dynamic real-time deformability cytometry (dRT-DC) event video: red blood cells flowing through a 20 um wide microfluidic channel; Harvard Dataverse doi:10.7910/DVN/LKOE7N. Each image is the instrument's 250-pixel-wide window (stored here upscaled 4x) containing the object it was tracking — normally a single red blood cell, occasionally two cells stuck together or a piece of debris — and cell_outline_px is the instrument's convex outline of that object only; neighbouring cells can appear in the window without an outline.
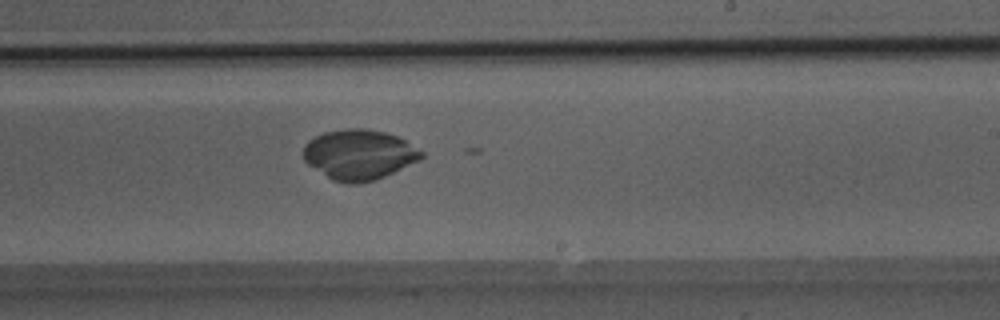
{"species": "Egyptian fruit bat (a non-hibernating species)", "species_latin": "Rousettus aegyptiacus", "temperature_condition": "room temperature", "stored_images_in_passage": 25, "camera_frame_rate_fps": 3000, "um_per_image_px": 0.085, "animal": {"sex": "male"}, "frame": {"image": 1, "passage_image": 21, "time_ms": 6.667, "image_size_px": [1000, 320], "cell_outline_px": [[424, 156], [420, 160], [376, 180], [356, 184], [348, 184], [332, 180], [308, 164], [304, 160], [304, 144], [308, 140], [324, 132], [348, 128], [368, 128], [384, 132], [396, 136], [404, 140], [424, 152]], "centroid_in_image_um": [30.52, 13.14], "position_along_channel_um": 258.5, "area_um2": 34.51}}